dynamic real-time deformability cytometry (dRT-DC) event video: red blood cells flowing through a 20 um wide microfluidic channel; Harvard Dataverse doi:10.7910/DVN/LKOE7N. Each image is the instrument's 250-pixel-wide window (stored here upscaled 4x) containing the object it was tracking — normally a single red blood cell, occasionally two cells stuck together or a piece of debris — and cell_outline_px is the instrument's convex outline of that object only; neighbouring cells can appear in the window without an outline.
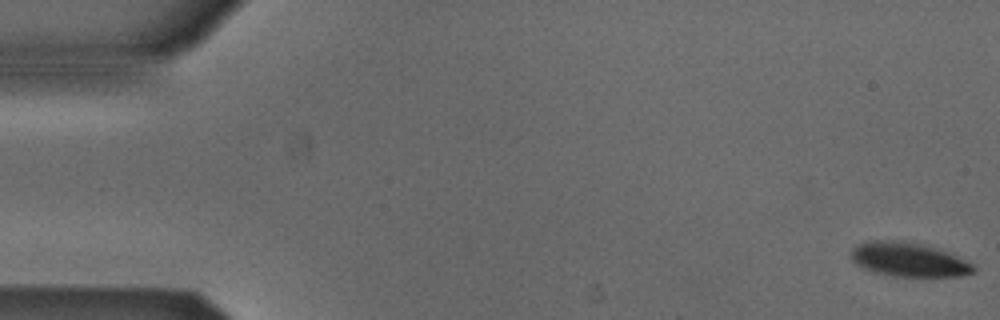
{"species": "Egyptian fruit bat (a non-hibernating species)", "species_latin": "Rousettus aegyptiacus", "temperature_condition": "cold", "stored_images_in_passage": 53, "camera_frame_rate_fps": 3000, "um_per_image_px": 0.085, "animal": {"sex": "male"}, "frame": {"image": 1, "passage_image": 1, "time_ms": 0.0, "image_size_px": [1000, 320], "cell_outline_px": [[976, 272], [960, 276], [896, 276], [876, 272], [864, 268], [856, 264], [852, 260], [852, 248], [856, 244], [868, 240], [892, 240], [916, 244], [932, 248], [956, 256], [972, 264], [976, 268]], "centroid_in_image_um": [77.2, 22.07], "position_along_channel_um": 7.8, "area_um2": 23.7}}
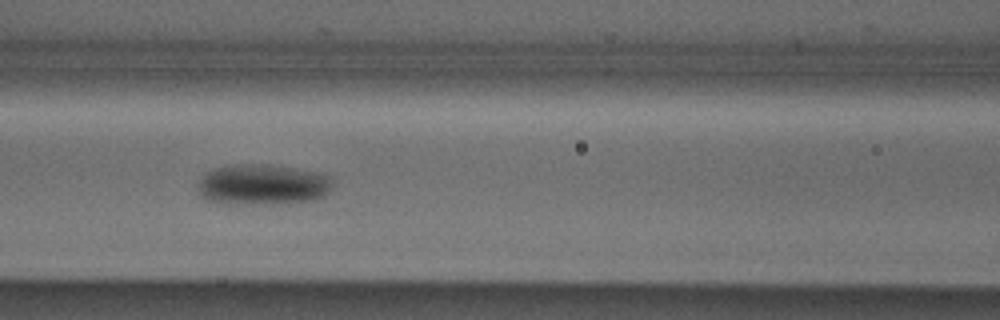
{"frame": {"image": 2, "passage_image": 23, "time_ms": 7.333, "image_size_px": [1000, 320], "cell_outline_px": [[332, 184], [328, 192], [324, 196], [312, 200], [276, 204], [224, 204], [208, 200], [200, 196], [196, 192], [196, 184], [204, 172], [216, 168], [236, 164], [268, 164], [328, 176], [332, 180]], "centroid_in_image_um": [22.19, 15.72], "position_along_channel_um": 144.4, "area_um2": 32.02}}
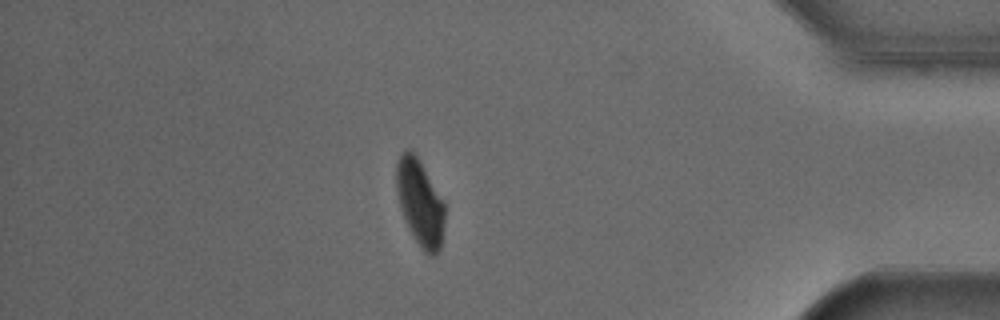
{"frame": {"image": 3, "passage_image": 46, "time_ms": 15.0, "image_size_px": [1000, 320], "cell_outline_px": [[444, 220], [440, 248], [432, 256], [428, 256], [424, 252], [416, 240], [400, 208], [396, 188], [396, 164], [404, 148], [412, 148], [444, 200]], "centroid_in_image_um": [35.69, 17.16], "position_along_channel_um": 399.5, "area_um2": 24.1}, "authors_computed_cell_mechanics": {"area_um2": 26.9926, "velocity_mm_per_s": 3.8498, "shape_relaxation_time_tau1_ms": 3.1637, "shape_relaxation_time_tau2_ms": 8.2344, "deformation_change_tau1": 0.0954, "deformation_change_tau2": 0.0763}}